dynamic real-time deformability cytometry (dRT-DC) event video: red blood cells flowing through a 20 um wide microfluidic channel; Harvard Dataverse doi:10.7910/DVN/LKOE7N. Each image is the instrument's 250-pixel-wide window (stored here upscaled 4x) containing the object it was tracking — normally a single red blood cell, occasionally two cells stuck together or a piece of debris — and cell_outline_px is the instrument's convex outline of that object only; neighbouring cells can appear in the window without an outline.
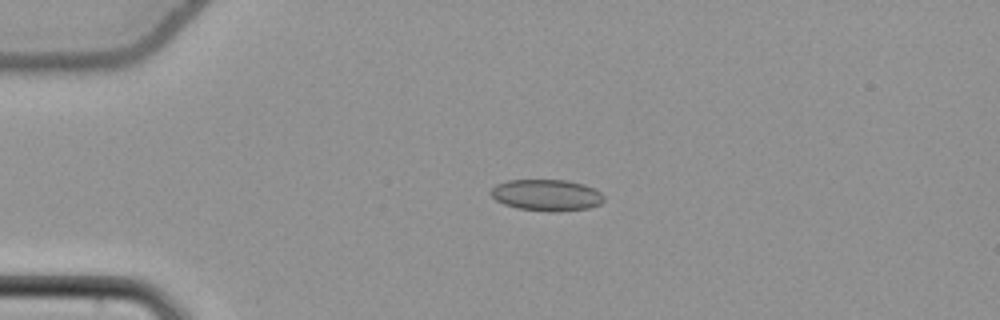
{"species": "common noctule bat (a hibernating species)", "species_latin": "Nyctalus noctula", "temperature_condition": "cold", "stored_images_in_passage": 42, "camera_frame_rate_fps": 3000, "um_per_image_px": 0.085, "animal": {"sex": "female", "body_mass_g": 22.7, "forearm_length_mm": 54.2}, "frame": {"image": 1, "passage_image": 1, "time_ms": 0.0, "image_size_px": [1000, 320], "cell_outline_px": [[604, 200], [600, 204], [588, 208], [560, 212], [548, 212], [516, 208], [504, 204], [496, 200], [488, 192], [496, 184], [508, 180], [568, 180], [584, 184], [596, 188], [604, 196]], "centroid_in_image_um": [46.47, 16.59], "position_along_channel_um": 38.5, "area_um2": 21.04}}
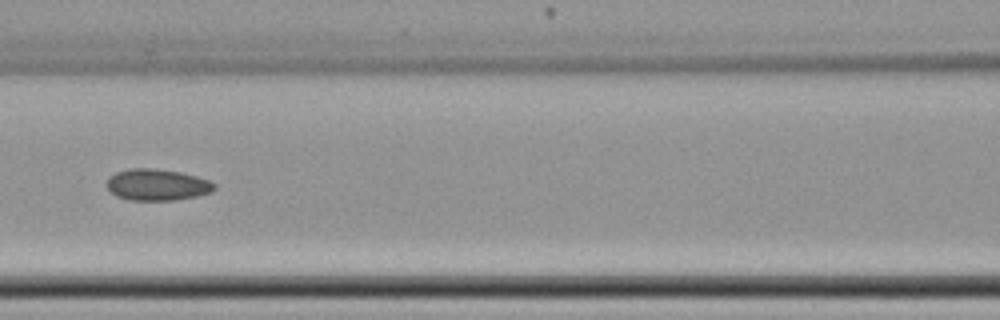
{"frame": {"image": 2, "passage_image": 13, "time_ms": 4.0, "image_size_px": [1000, 320], "cell_outline_px": [[216, 188], [212, 192], [196, 196], [176, 200], [128, 200], [116, 196], [108, 188], [108, 176], [116, 172], [132, 168], [152, 168], [180, 172], [196, 176], [208, 180], [216, 184]], "centroid_in_image_um": [13.37, 15.71], "position_along_channel_um": 153.2, "area_um2": 19.71}}
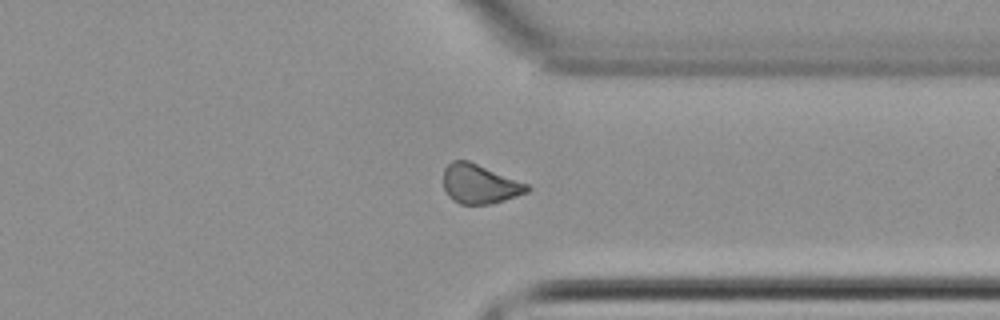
{"frame": {"image": 3, "passage_image": 30, "time_ms": 9.667, "image_size_px": [1000, 320], "cell_outline_px": [[532, 188], [528, 192], [492, 204], [460, 204], [452, 200], [448, 196], [444, 188], [444, 168], [452, 160], [468, 160], [528, 184]], "centroid_in_image_um": [40.76, 15.64], "position_along_channel_um": 370.6, "area_um2": 19.19}, "authors_computed_cell_mechanics": {"area_um2": 19.3341, "velocity_mm_per_s": 3.8483, "shape_relaxation_time_tau1_ms": 2.0439, "shape_relaxation_time_tau2_ms": 4.0539, "deformation_change_tau1": 0.0452, "deformation_change_tau2": 0.0905}}